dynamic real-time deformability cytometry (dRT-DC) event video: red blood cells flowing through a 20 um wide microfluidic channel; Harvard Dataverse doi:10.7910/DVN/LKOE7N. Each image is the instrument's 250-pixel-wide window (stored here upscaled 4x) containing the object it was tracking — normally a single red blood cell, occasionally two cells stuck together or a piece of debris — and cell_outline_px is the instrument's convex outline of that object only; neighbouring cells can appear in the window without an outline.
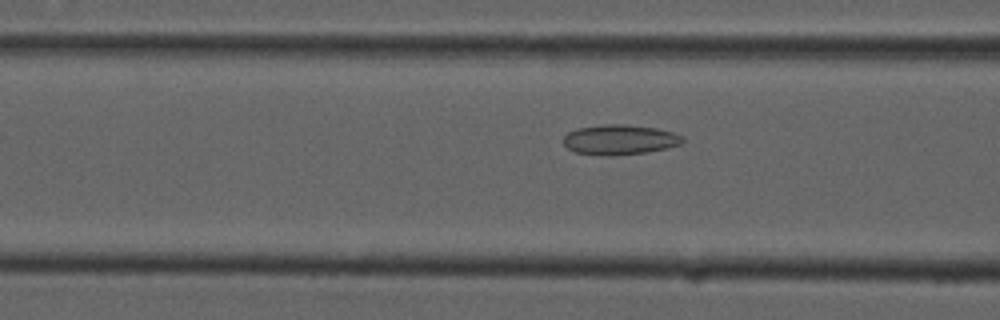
{"species": "common noctule bat (a hibernating species)", "species_latin": "Nyctalus noctula", "temperature_condition": "cold", "stored_images_in_passage": 32, "camera_frame_rate_fps": 3000, "um_per_image_px": 0.085, "animal": {"sex": "male", "forearm_length_mm": 52.5}, "frame": {"image": 1, "passage_image": 8, "time_ms": 2.333, "image_size_px": [1000, 320], "cell_outline_px": [[684, 144], [668, 148], [648, 152], [612, 156], [608, 156], [576, 152], [568, 148], [564, 144], [564, 136], [568, 132], [576, 128], [604, 124], [624, 124], [656, 128], [672, 132], [684, 136]], "centroid_in_image_um": [52.72, 11.87], "position_along_channel_um": 113.9, "area_um2": 21.04}}
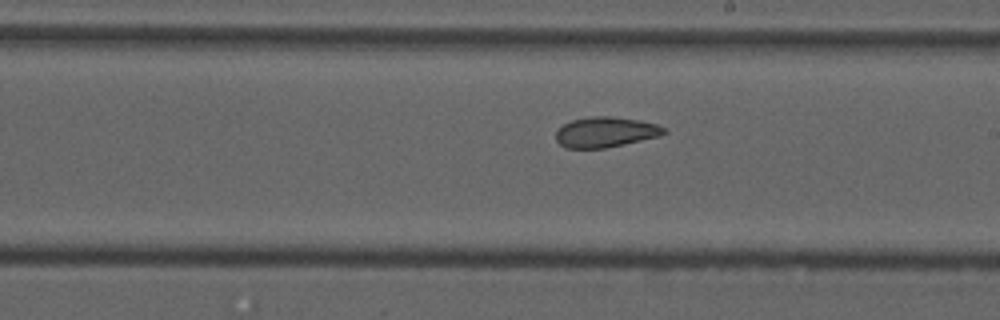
{"frame": {"image": 2, "passage_image": 18, "time_ms": 5.667, "image_size_px": [1000, 320], "cell_outline_px": [[668, 132], [660, 136], [624, 144], [604, 148], [564, 148], [556, 140], [556, 132], [564, 124], [572, 120], [592, 116], [608, 116], [636, 120], [656, 124], [664, 128]], "centroid_in_image_um": [51.46, 11.24], "position_along_channel_um": 237.5, "area_um2": 18.9}}
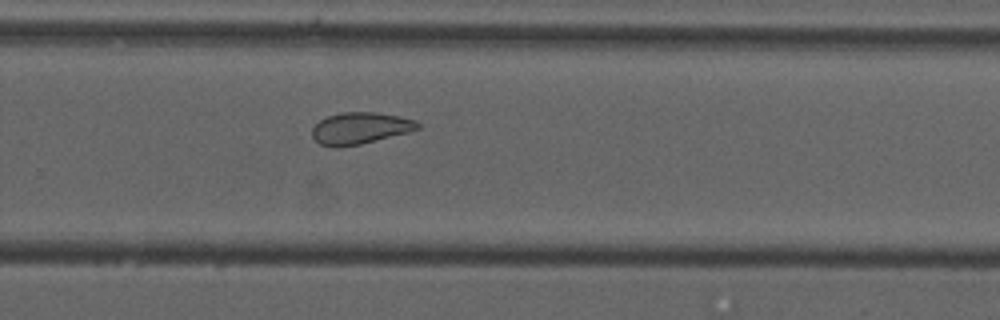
{"frame": {"image": 3, "passage_image": 23, "time_ms": 7.333, "image_size_px": [1000, 320], "cell_outline_px": [[420, 128], [408, 132], [360, 144], [336, 148], [320, 144], [312, 136], [312, 128], [320, 120], [328, 116], [344, 112], [376, 112], [416, 120], [420, 124]], "centroid_in_image_um": [30.6, 10.9], "position_along_channel_um": 299.2, "area_um2": 19.31}, "authors_computed_cell_mechanics": {"area_um2": 19.6231, "velocity_mm_per_s": 3.7104, "shape_relaxation_time_tau1_ms": null, "shape_relaxation_time_tau2_ms": 2.136, "deformation_change_tau1": null, "deformation_change_tau2": 0.08}}